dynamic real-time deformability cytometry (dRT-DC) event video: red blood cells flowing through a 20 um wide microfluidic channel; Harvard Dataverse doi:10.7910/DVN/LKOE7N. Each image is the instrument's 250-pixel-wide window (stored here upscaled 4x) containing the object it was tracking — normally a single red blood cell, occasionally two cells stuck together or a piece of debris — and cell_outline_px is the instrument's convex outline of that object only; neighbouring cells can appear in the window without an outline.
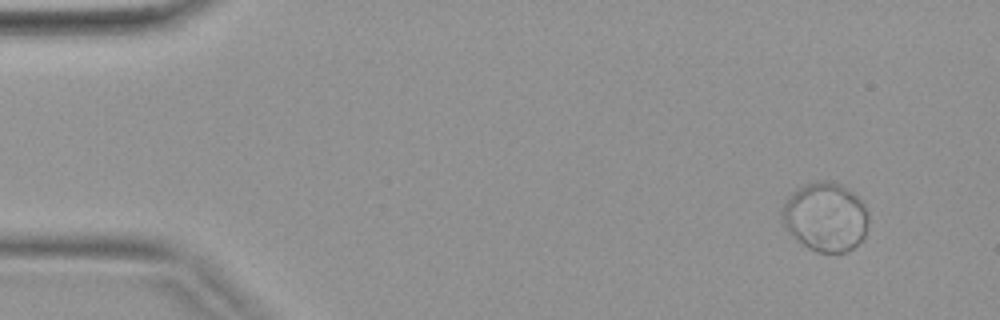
{"species": "common noctule bat (a hibernating species)", "species_latin": "Nyctalus noctula", "temperature_condition": "warm", "stored_images_in_passage": 43, "camera_frame_rate_fps": 3000, "um_per_image_px": 0.085, "animal": {"sex": "female", "body_mass_g": 19.9}, "frame": {"image": 1, "passage_image": 4, "time_ms": 1.0, "image_size_px": [1000, 320], "cell_outline_px": [[868, 220], [864, 236], [852, 248], [844, 252], [816, 252], [808, 248], [796, 240], [784, 228], [780, 220], [780, 212], [788, 196], [796, 188], [804, 184], [816, 180], [828, 180], [840, 184], [848, 188], [864, 204], [868, 212]], "centroid_in_image_um": [70.11, 18.42], "position_along_channel_um": 14.9, "area_um2": 35.14}}
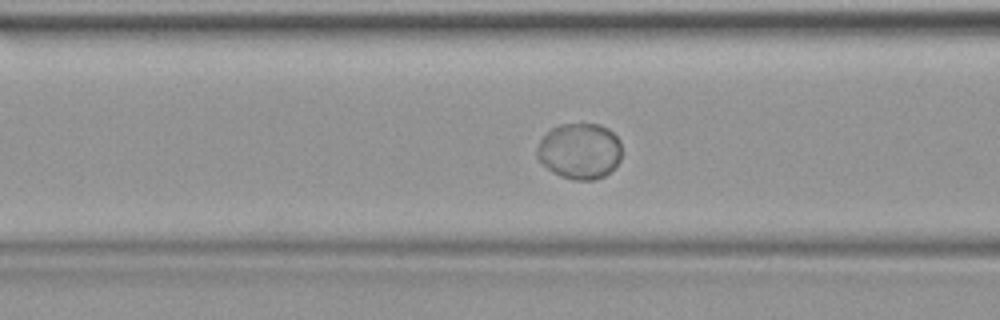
{"frame": {"image": 2, "passage_image": 17, "time_ms": 5.333, "image_size_px": [1000, 320], "cell_outline_px": [[620, 160], [604, 176], [596, 180], [572, 180], [560, 176], [548, 168], [536, 156], [536, 148], [540, 140], [552, 128], [560, 124], [600, 124], [608, 128], [620, 140]], "centroid_in_image_um": [49.27, 12.84], "position_along_channel_um": 117.3, "area_um2": 27.51}}
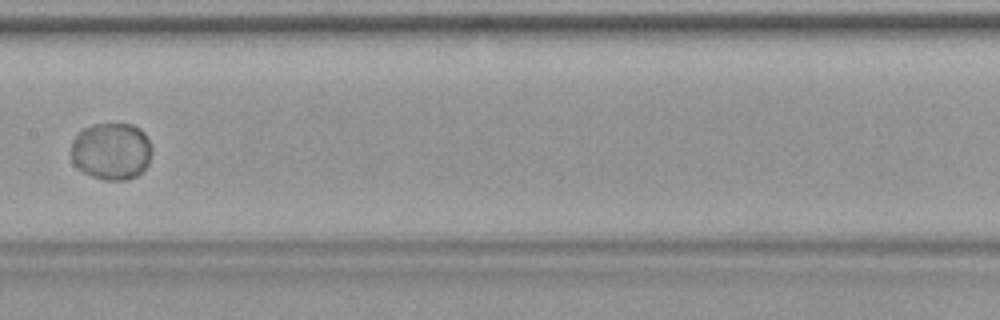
{"frame": {"image": 3, "passage_image": 22, "time_ms": 7.0, "image_size_px": [1000, 320], "cell_outline_px": [[152, 152], [148, 164], [136, 176], [128, 180], [104, 180], [92, 176], [84, 172], [72, 164], [72, 140], [84, 128], [92, 124], [132, 124], [140, 128], [144, 132], [152, 148]], "centroid_in_image_um": [9.47, 12.85], "position_along_channel_um": 197.9, "area_um2": 26.99}}